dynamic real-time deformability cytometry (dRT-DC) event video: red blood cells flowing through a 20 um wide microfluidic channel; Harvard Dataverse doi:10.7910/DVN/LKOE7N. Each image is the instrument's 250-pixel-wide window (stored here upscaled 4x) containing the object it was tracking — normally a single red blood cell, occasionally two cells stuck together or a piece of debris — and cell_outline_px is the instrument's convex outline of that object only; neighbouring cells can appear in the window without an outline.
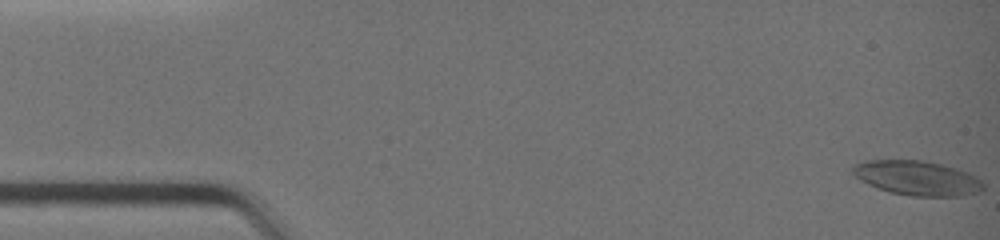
{"species": "common noctule bat (a hibernating species)", "species_latin": "Nyctalus noctula", "temperature_condition": "warm", "stored_images_in_passage": 11, "camera_frame_rate_fps": 3000, "um_per_image_px": 0.085, "animal": {"sex": "female", "body_mass_g": 19.0, "forearm_length_mm": 51.5}, "frame": {"image": 1, "passage_image": 1, "time_ms": 0.0, "image_size_px": [1000, 240], "cell_outline_px": [[984, 188], [980, 192], [960, 196], [912, 196], [888, 192], [876, 188], [860, 180], [852, 172], [852, 168], [856, 164], [864, 160], [920, 160], [940, 164], [956, 168], [968, 172], [976, 176], [984, 184]], "centroid_in_image_um": [77.97, 15.14], "position_along_channel_um": 7.0, "area_um2": 26.36}}